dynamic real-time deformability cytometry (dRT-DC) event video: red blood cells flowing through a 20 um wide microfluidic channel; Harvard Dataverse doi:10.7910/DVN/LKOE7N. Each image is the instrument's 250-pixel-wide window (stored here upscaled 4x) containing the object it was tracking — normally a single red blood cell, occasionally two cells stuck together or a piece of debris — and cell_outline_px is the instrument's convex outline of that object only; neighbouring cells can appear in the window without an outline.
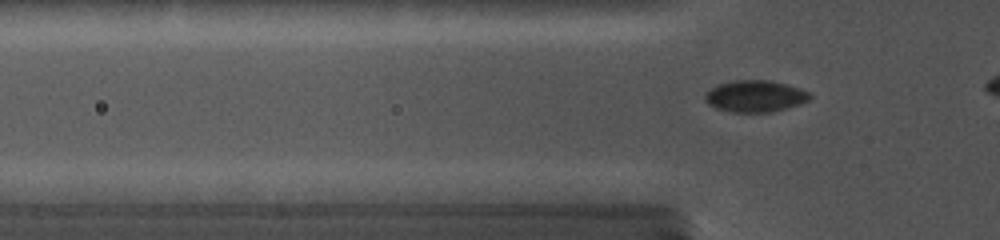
{"species": "common noctule bat (a hibernating species)", "species_latin": "Nyctalus noctula", "temperature_condition": "cold", "stored_images_in_passage": 57, "camera_frame_rate_fps": 5000, "um_per_image_px": 0.085, "animal": {"sex": "female", "body_mass_g": 19.0, "forearm_length_mm": 56.7}, "frame": {"image": 1, "passage_image": 2, "time_ms": 0.2, "image_size_px": [1000, 240], "cell_outline_px": [[812, 96], [808, 100], [784, 108], [768, 112], [732, 112], [716, 108], [708, 104], [704, 96], [712, 88], [720, 84], [736, 80], [768, 80], [784, 84], [808, 92]], "centroid_in_image_um": [64.15, 8.18], "position_along_channel_um": 61.7, "area_um2": 18.73}}
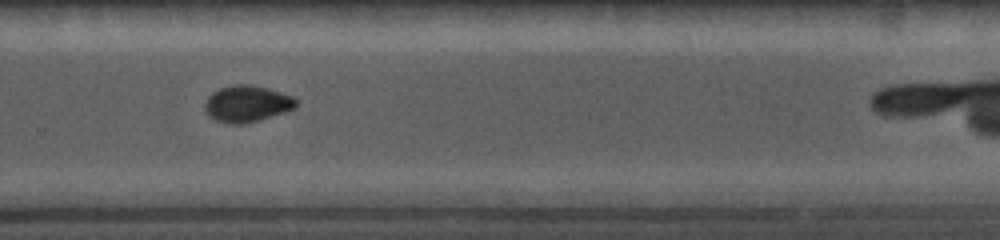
{"frame": {"image": 2, "passage_image": 37, "time_ms": 6.6, "image_size_px": [1000, 240], "cell_outline_px": [[296, 108], [284, 112], [244, 124], [228, 124], [216, 120], [208, 116], [204, 108], [208, 96], [212, 92], [220, 88], [236, 84], [248, 84], [264, 88], [292, 96], [296, 100]], "centroid_in_image_um": [20.95, 8.83], "position_along_channel_um": 308.9, "area_um2": 19.13}}
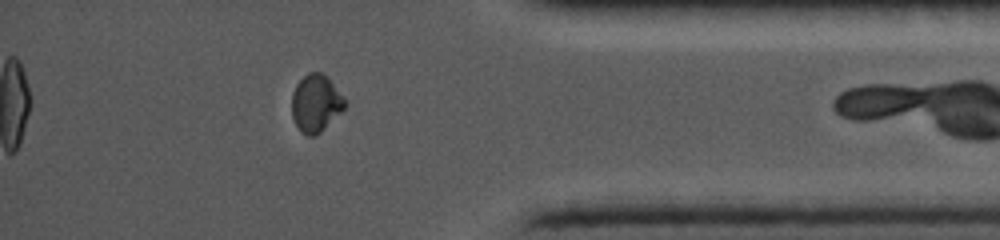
{"frame": {"image": 3, "passage_image": 52, "time_ms": 9.4, "image_size_px": [1000, 240], "cell_outline_px": [[344, 108], [316, 136], [308, 136], [300, 132], [292, 116], [292, 92], [296, 84], [308, 72], [320, 72], [332, 84], [344, 100]], "centroid_in_image_um": [26.78, 8.8], "position_along_channel_um": 408.4, "area_um2": 17.17}}